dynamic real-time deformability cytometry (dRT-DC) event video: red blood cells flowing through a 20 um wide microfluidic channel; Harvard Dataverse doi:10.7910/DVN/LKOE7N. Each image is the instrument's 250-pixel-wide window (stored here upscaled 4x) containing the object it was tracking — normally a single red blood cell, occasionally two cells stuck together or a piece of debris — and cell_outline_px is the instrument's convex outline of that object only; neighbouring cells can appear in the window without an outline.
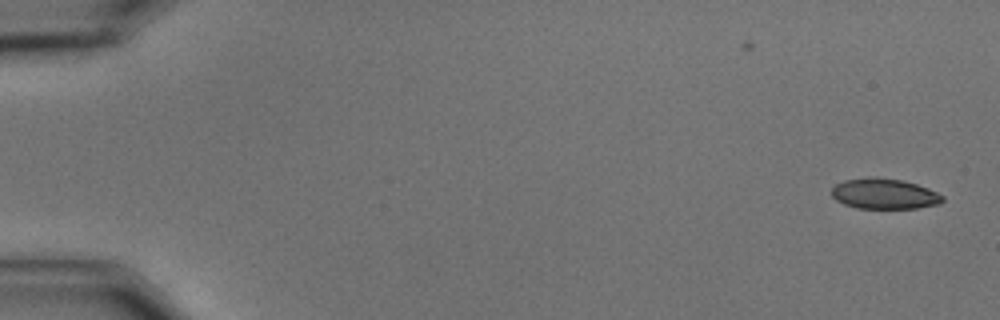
{"species": "common noctule bat (a hibernating species)", "species_latin": "Nyctalus noctula", "temperature_condition": "cold", "stored_images_in_passage": 56, "camera_frame_rate_fps": 3000, "um_per_image_px": 0.085, "animal": {"sex": "male", "body_mass_g": 15.6}, "frame": {"image": 1, "passage_image": 1, "time_ms": 0.0, "image_size_px": [1000, 320], "cell_outline_px": [[944, 200], [940, 204], [916, 208], [856, 208], [844, 204], [836, 200], [832, 196], [832, 188], [836, 184], [844, 180], [868, 176], [900, 180], [916, 184], [928, 188], [944, 196]], "centroid_in_image_um": [75.16, 16.47], "position_along_channel_um": 9.8, "area_um2": 19.71}}
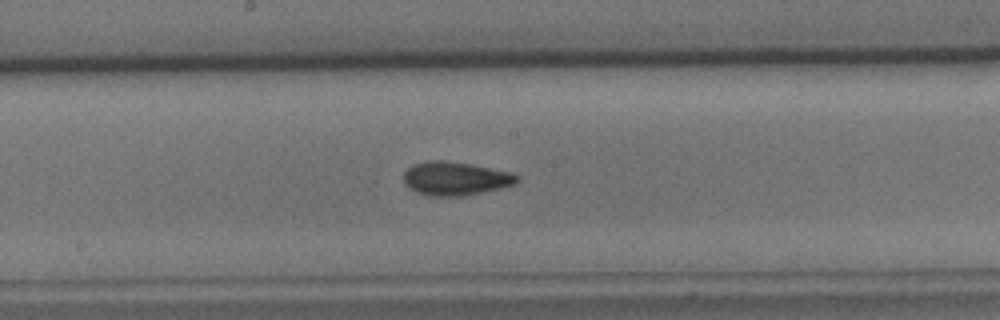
{"frame": {"image": 2, "passage_image": 30, "time_ms": 9.667, "image_size_px": [1000, 320], "cell_outline_px": [[520, 180], [512, 184], [500, 188], [464, 196], [428, 196], [416, 192], [404, 184], [404, 172], [412, 164], [428, 160], [444, 160], [472, 164], [512, 172], [520, 176]], "centroid_in_image_um": [38.7, 15.16], "position_along_channel_um": 209.5, "area_um2": 22.37}}
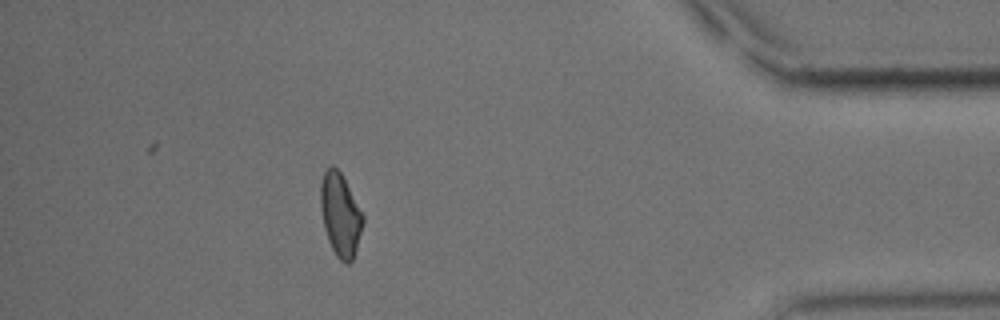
{"frame": {"image": 3, "passage_image": 50, "time_ms": 16.333, "image_size_px": [1000, 320], "cell_outline_px": [[364, 224], [352, 260], [348, 264], [344, 264], [336, 256], [328, 240], [324, 228], [320, 208], [320, 184], [324, 172], [332, 164], [340, 172], [364, 216]], "centroid_in_image_um": [28.92, 18.27], "position_along_channel_um": 406.3, "area_um2": 20.4}, "authors_computed_cell_mechanics": {"area_um2": 20.7791, "velocity_mm_per_s": 3.5701, "shape_relaxation_time_tau1_ms": 6.5402, "shape_relaxation_time_tau2_ms": 2.2765, "deformation_change_tau1": 0.1344, "deformation_change_tau2": 0.0882}}